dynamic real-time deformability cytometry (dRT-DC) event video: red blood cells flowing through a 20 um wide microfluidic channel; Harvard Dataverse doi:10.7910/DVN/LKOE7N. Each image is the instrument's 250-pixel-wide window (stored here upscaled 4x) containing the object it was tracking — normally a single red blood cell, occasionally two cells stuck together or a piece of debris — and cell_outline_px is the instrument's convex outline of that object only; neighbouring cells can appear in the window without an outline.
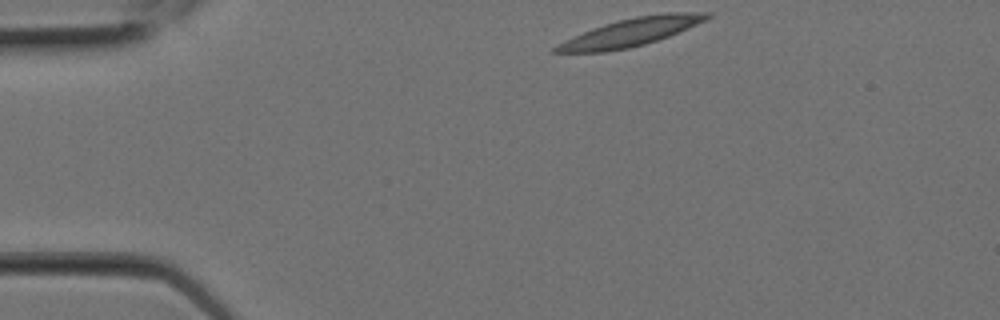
{"species": "Egyptian fruit bat (a non-hibernating species)", "species_latin": "Rousettus aegyptiacus", "temperature_condition": "room temperature", "stored_images_in_passage": 6, "camera_frame_rate_fps": 3000, "um_per_image_px": 0.085, "animal": {"sex": "female"}, "frame": {"image": 1, "passage_image": 1, "time_ms": 0.0, "image_size_px": [1000, 320], "cell_outline_px": [[712, 16], [688, 28], [668, 36], [644, 44], [628, 48], [604, 52], [552, 52], [552, 48], [564, 40], [592, 28], [604, 24], [636, 16], [668, 12], [712, 12]], "centroid_in_image_um": [53.61, 2.73], "position_along_channel_um": 31.4, "area_um2": 24.28}}
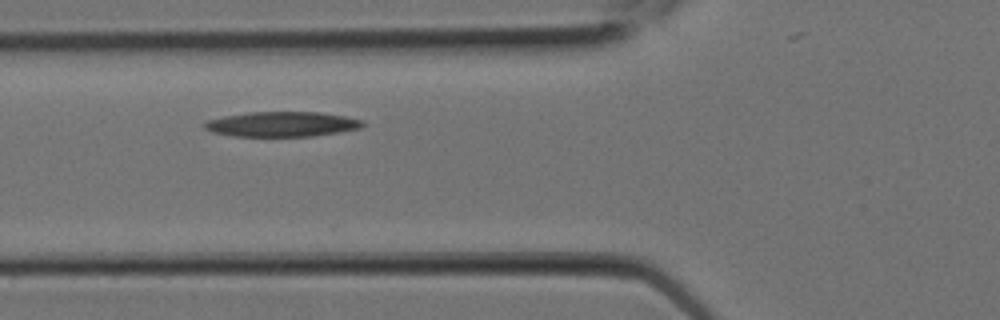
{"frame": {"image": 2, "passage_image": 5, "time_ms": 1.333, "image_size_px": [1000, 320], "cell_outline_px": [[364, 124], [360, 128], [312, 136], [232, 136], [212, 132], [204, 128], [204, 124], [208, 120], [224, 116], [248, 112], [320, 112], [344, 116], [364, 120]], "centroid_in_image_um": [23.95, 10.55], "position_along_channel_um": 101.9, "area_um2": 22.89}}
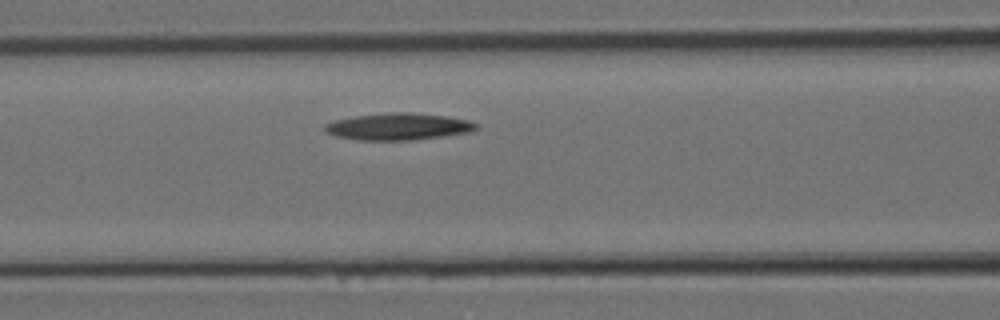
{"frame": {"image": 3, "passage_image": 6, "time_ms": 1.667, "image_size_px": [1000, 320], "cell_outline_px": [[480, 128], [472, 132], [412, 140], [360, 140], [336, 136], [328, 132], [324, 128], [324, 124], [336, 120], [356, 116], [392, 112], [412, 112], [448, 116], [468, 120], [476, 124]], "centroid_in_image_um": [33.91, 10.75], "position_along_channel_um": 132.7, "area_um2": 23.64}}